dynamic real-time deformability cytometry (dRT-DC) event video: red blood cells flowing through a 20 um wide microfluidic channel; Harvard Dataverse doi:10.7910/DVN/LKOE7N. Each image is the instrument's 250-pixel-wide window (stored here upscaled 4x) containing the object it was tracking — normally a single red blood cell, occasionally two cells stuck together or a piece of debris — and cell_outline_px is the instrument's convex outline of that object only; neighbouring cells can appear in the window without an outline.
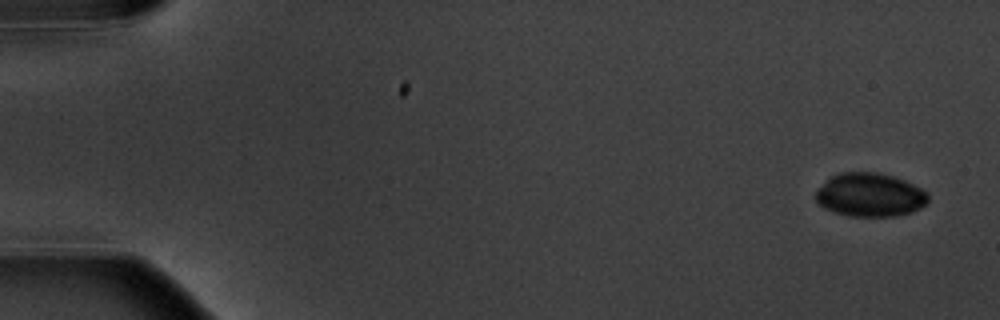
{"species": "common noctule bat (a hibernating species)", "species_latin": "Nyctalus noctula", "temperature_condition": "warm", "stored_images_in_passage": 5, "camera_frame_rate_fps": 3000, "um_per_image_px": 0.085, "animal": {"sex": "male", "body_mass_g": 20.1, "forearm_length_mm": 53.5}, "frame": {"image": 1, "passage_image": 1, "time_ms": 0.0, "image_size_px": [1000, 320], "cell_outline_px": [[928, 200], [920, 208], [912, 212], [896, 216], [848, 216], [824, 208], [816, 200], [816, 192], [832, 176], [840, 172], [876, 172], [892, 176], [904, 180], [928, 192]], "centroid_in_image_um": [73.97, 16.57], "position_along_channel_um": 11.0, "area_um2": 28.26}}
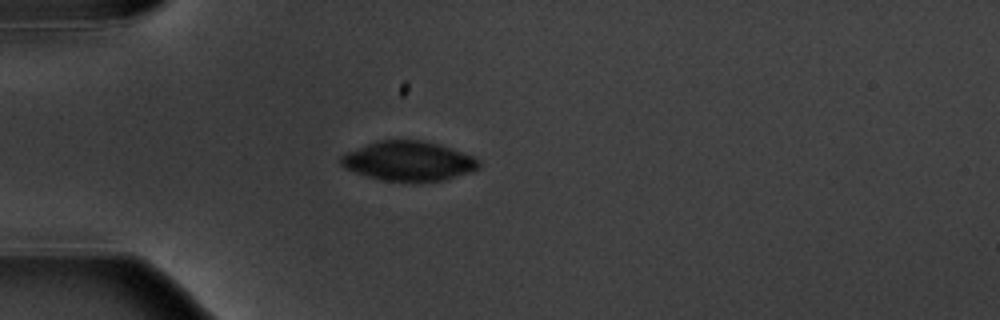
{"frame": {"image": 2, "passage_image": 5, "time_ms": 4.667, "image_size_px": [1000, 320], "cell_outline_px": [[480, 168], [472, 172], [444, 180], [420, 184], [384, 180], [368, 176], [344, 168], [340, 164], [340, 156], [348, 152], [376, 140], [420, 140], [440, 144], [472, 156], [480, 160]], "centroid_in_image_um": [34.76, 13.72], "position_along_channel_um": 50.2, "area_um2": 32.25}}